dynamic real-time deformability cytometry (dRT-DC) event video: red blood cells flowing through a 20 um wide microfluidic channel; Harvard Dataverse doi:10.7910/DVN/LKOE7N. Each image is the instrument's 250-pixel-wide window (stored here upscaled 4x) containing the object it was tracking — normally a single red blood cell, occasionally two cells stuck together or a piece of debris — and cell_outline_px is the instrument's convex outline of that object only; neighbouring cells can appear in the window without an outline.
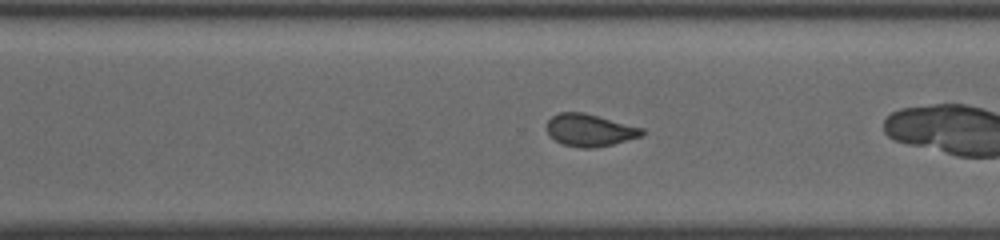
{"species": "common noctule bat (a hibernating species)", "species_latin": "Nyctalus noctula", "temperature_condition": "cold", "stored_images_in_passage": 34, "camera_frame_rate_fps": 3000, "um_per_image_px": 0.085, "animal": {"sex": "female", "body_mass_g": 19.5, "forearm_length_mm": 54.1}, "frame": {"image": 1, "passage_image": 29, "time_ms": 9.333, "image_size_px": [1000, 240], "cell_outline_px": [[644, 136], [596, 148], [580, 148], [564, 144], [548, 136], [548, 120], [552, 116], [560, 112], [584, 112], [644, 128]], "centroid_in_image_um": [50.16, 11.06], "position_along_channel_um": 320.4, "area_um2": 17.98}}